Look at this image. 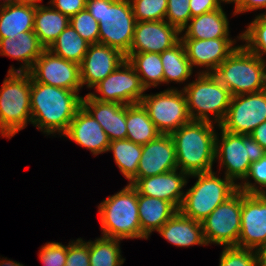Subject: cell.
I'll return each instance as SVG.
<instances>
[{"instance_id":"6da1fadb","label":"cell","mask_w":266,"mask_h":266,"mask_svg":"<svg viewBox=\"0 0 266 266\" xmlns=\"http://www.w3.org/2000/svg\"><path fill=\"white\" fill-rule=\"evenodd\" d=\"M31 124L50 135L64 134L82 106L78 92L39 83L31 78Z\"/></svg>"},{"instance_id":"7a4b0ae2","label":"cell","mask_w":266,"mask_h":266,"mask_svg":"<svg viewBox=\"0 0 266 266\" xmlns=\"http://www.w3.org/2000/svg\"><path fill=\"white\" fill-rule=\"evenodd\" d=\"M213 122L191 120L170 134L175 145L177 166L188 175L212 171L216 132Z\"/></svg>"},{"instance_id":"3957f363","label":"cell","mask_w":266,"mask_h":266,"mask_svg":"<svg viewBox=\"0 0 266 266\" xmlns=\"http://www.w3.org/2000/svg\"><path fill=\"white\" fill-rule=\"evenodd\" d=\"M86 9L99 23V43L127 56L136 25L130 0H87Z\"/></svg>"},{"instance_id":"277c9868","label":"cell","mask_w":266,"mask_h":266,"mask_svg":"<svg viewBox=\"0 0 266 266\" xmlns=\"http://www.w3.org/2000/svg\"><path fill=\"white\" fill-rule=\"evenodd\" d=\"M265 60L244 45L237 48L212 73L231 96L255 93L266 89Z\"/></svg>"},{"instance_id":"5b68a950","label":"cell","mask_w":266,"mask_h":266,"mask_svg":"<svg viewBox=\"0 0 266 266\" xmlns=\"http://www.w3.org/2000/svg\"><path fill=\"white\" fill-rule=\"evenodd\" d=\"M98 209L104 237L120 240L148 239L141 231L138 193L131 184L105 199Z\"/></svg>"},{"instance_id":"8992f818","label":"cell","mask_w":266,"mask_h":266,"mask_svg":"<svg viewBox=\"0 0 266 266\" xmlns=\"http://www.w3.org/2000/svg\"><path fill=\"white\" fill-rule=\"evenodd\" d=\"M31 75L8 72L0 89V133L11 138L31 122Z\"/></svg>"},{"instance_id":"52a82bcc","label":"cell","mask_w":266,"mask_h":266,"mask_svg":"<svg viewBox=\"0 0 266 266\" xmlns=\"http://www.w3.org/2000/svg\"><path fill=\"white\" fill-rule=\"evenodd\" d=\"M183 92L192 120L212 122L210 113L218 126L224 121L232 96L212 73H199L195 81L184 86Z\"/></svg>"},{"instance_id":"ba28073f","label":"cell","mask_w":266,"mask_h":266,"mask_svg":"<svg viewBox=\"0 0 266 266\" xmlns=\"http://www.w3.org/2000/svg\"><path fill=\"white\" fill-rule=\"evenodd\" d=\"M189 176L197 177L198 180L184 194L179 211L198 222H202L217 206L238 190L237 183L226 176L222 180L213 171Z\"/></svg>"},{"instance_id":"9c48e42d","label":"cell","mask_w":266,"mask_h":266,"mask_svg":"<svg viewBox=\"0 0 266 266\" xmlns=\"http://www.w3.org/2000/svg\"><path fill=\"white\" fill-rule=\"evenodd\" d=\"M221 129V141L215 138V158L220 160V168H226L225 176L233 182L244 180L252 162L261 159L266 151L250 135L231 133ZM223 165V166H222ZM237 178V179H236Z\"/></svg>"},{"instance_id":"30bf717a","label":"cell","mask_w":266,"mask_h":266,"mask_svg":"<svg viewBox=\"0 0 266 266\" xmlns=\"http://www.w3.org/2000/svg\"><path fill=\"white\" fill-rule=\"evenodd\" d=\"M242 191L237 190L217 206L203 221V234L207 245L237 247L241 230Z\"/></svg>"},{"instance_id":"8fae6325","label":"cell","mask_w":266,"mask_h":266,"mask_svg":"<svg viewBox=\"0 0 266 266\" xmlns=\"http://www.w3.org/2000/svg\"><path fill=\"white\" fill-rule=\"evenodd\" d=\"M141 104L161 134H171L192 120L183 90L168 89L144 95Z\"/></svg>"},{"instance_id":"7c38bea8","label":"cell","mask_w":266,"mask_h":266,"mask_svg":"<svg viewBox=\"0 0 266 266\" xmlns=\"http://www.w3.org/2000/svg\"><path fill=\"white\" fill-rule=\"evenodd\" d=\"M93 88L102 96L88 93L92 98L101 102H116L123 105L141 103L145 95L143 93L146 90L137 72L127 59Z\"/></svg>"},{"instance_id":"4fadbf2b","label":"cell","mask_w":266,"mask_h":266,"mask_svg":"<svg viewBox=\"0 0 266 266\" xmlns=\"http://www.w3.org/2000/svg\"><path fill=\"white\" fill-rule=\"evenodd\" d=\"M266 121V89L231 97L227 115L220 126L231 133L249 135Z\"/></svg>"},{"instance_id":"5bb4252c","label":"cell","mask_w":266,"mask_h":266,"mask_svg":"<svg viewBox=\"0 0 266 266\" xmlns=\"http://www.w3.org/2000/svg\"><path fill=\"white\" fill-rule=\"evenodd\" d=\"M39 83L79 92L82 87L80 65L56 56L48 49L36 59L28 72Z\"/></svg>"},{"instance_id":"9a60e30c","label":"cell","mask_w":266,"mask_h":266,"mask_svg":"<svg viewBox=\"0 0 266 266\" xmlns=\"http://www.w3.org/2000/svg\"><path fill=\"white\" fill-rule=\"evenodd\" d=\"M266 242V193L242 191L241 230L238 248L257 250Z\"/></svg>"},{"instance_id":"2e32d148","label":"cell","mask_w":266,"mask_h":266,"mask_svg":"<svg viewBox=\"0 0 266 266\" xmlns=\"http://www.w3.org/2000/svg\"><path fill=\"white\" fill-rule=\"evenodd\" d=\"M180 33L165 20L136 22L129 53H162L180 41Z\"/></svg>"},{"instance_id":"e0dca14e","label":"cell","mask_w":266,"mask_h":266,"mask_svg":"<svg viewBox=\"0 0 266 266\" xmlns=\"http://www.w3.org/2000/svg\"><path fill=\"white\" fill-rule=\"evenodd\" d=\"M125 60V55L110 46L101 43L89 45L80 64L82 87L87 84L88 88H93L114 72Z\"/></svg>"},{"instance_id":"ac0fdd59","label":"cell","mask_w":266,"mask_h":266,"mask_svg":"<svg viewBox=\"0 0 266 266\" xmlns=\"http://www.w3.org/2000/svg\"><path fill=\"white\" fill-rule=\"evenodd\" d=\"M178 169L175 145L170 134H160L142 145L137 175L133 179L146 178Z\"/></svg>"},{"instance_id":"d6986e66","label":"cell","mask_w":266,"mask_h":266,"mask_svg":"<svg viewBox=\"0 0 266 266\" xmlns=\"http://www.w3.org/2000/svg\"><path fill=\"white\" fill-rule=\"evenodd\" d=\"M177 170L146 178L132 179L129 184L137 190L138 194L166 200L179 210L185 194L181 190L187 184L186 178L189 175L181 170L178 174Z\"/></svg>"},{"instance_id":"ffe728a7","label":"cell","mask_w":266,"mask_h":266,"mask_svg":"<svg viewBox=\"0 0 266 266\" xmlns=\"http://www.w3.org/2000/svg\"><path fill=\"white\" fill-rule=\"evenodd\" d=\"M187 58L193 66H205L208 70L200 73H213L217 67L237 48L230 38L216 39H180ZM210 70V71H209Z\"/></svg>"},{"instance_id":"44dd1931","label":"cell","mask_w":266,"mask_h":266,"mask_svg":"<svg viewBox=\"0 0 266 266\" xmlns=\"http://www.w3.org/2000/svg\"><path fill=\"white\" fill-rule=\"evenodd\" d=\"M63 135L89 149L94 155L106 152L110 144L102 126L83 106L77 110Z\"/></svg>"},{"instance_id":"7402d4cb","label":"cell","mask_w":266,"mask_h":266,"mask_svg":"<svg viewBox=\"0 0 266 266\" xmlns=\"http://www.w3.org/2000/svg\"><path fill=\"white\" fill-rule=\"evenodd\" d=\"M82 106L102 126L110 141L127 138L126 105L101 102L87 94L82 97Z\"/></svg>"},{"instance_id":"603a6c76","label":"cell","mask_w":266,"mask_h":266,"mask_svg":"<svg viewBox=\"0 0 266 266\" xmlns=\"http://www.w3.org/2000/svg\"><path fill=\"white\" fill-rule=\"evenodd\" d=\"M44 50L34 31L20 32L18 35L0 39V55L24 62V66L16 69L17 71L11 67L8 72H29Z\"/></svg>"},{"instance_id":"cb8c5ba5","label":"cell","mask_w":266,"mask_h":266,"mask_svg":"<svg viewBox=\"0 0 266 266\" xmlns=\"http://www.w3.org/2000/svg\"><path fill=\"white\" fill-rule=\"evenodd\" d=\"M157 232L177 247L207 245L202 222L183 215L179 210Z\"/></svg>"},{"instance_id":"d4e9b609","label":"cell","mask_w":266,"mask_h":266,"mask_svg":"<svg viewBox=\"0 0 266 266\" xmlns=\"http://www.w3.org/2000/svg\"><path fill=\"white\" fill-rule=\"evenodd\" d=\"M190 22L183 28L182 31L185 29L186 31L180 39L229 38V21L222 6L214 11L192 17Z\"/></svg>"},{"instance_id":"484cf974","label":"cell","mask_w":266,"mask_h":266,"mask_svg":"<svg viewBox=\"0 0 266 266\" xmlns=\"http://www.w3.org/2000/svg\"><path fill=\"white\" fill-rule=\"evenodd\" d=\"M35 0L0 7V39L34 31Z\"/></svg>"},{"instance_id":"4316f807","label":"cell","mask_w":266,"mask_h":266,"mask_svg":"<svg viewBox=\"0 0 266 266\" xmlns=\"http://www.w3.org/2000/svg\"><path fill=\"white\" fill-rule=\"evenodd\" d=\"M178 209L170 202L138 194V212L142 233L148 238L158 231Z\"/></svg>"},{"instance_id":"83f0119b","label":"cell","mask_w":266,"mask_h":266,"mask_svg":"<svg viewBox=\"0 0 266 266\" xmlns=\"http://www.w3.org/2000/svg\"><path fill=\"white\" fill-rule=\"evenodd\" d=\"M40 1L35 0L34 33L40 44L48 49L70 24V18L54 8L39 5Z\"/></svg>"},{"instance_id":"f1b7e54d","label":"cell","mask_w":266,"mask_h":266,"mask_svg":"<svg viewBox=\"0 0 266 266\" xmlns=\"http://www.w3.org/2000/svg\"><path fill=\"white\" fill-rule=\"evenodd\" d=\"M126 126V139L139 145H145L161 134L141 103L126 105Z\"/></svg>"},{"instance_id":"f546056e","label":"cell","mask_w":266,"mask_h":266,"mask_svg":"<svg viewBox=\"0 0 266 266\" xmlns=\"http://www.w3.org/2000/svg\"><path fill=\"white\" fill-rule=\"evenodd\" d=\"M126 59L137 72L142 85L146 89L151 86L156 87L159 83H164L163 64L160 53H129Z\"/></svg>"},{"instance_id":"4dcf8cb0","label":"cell","mask_w":266,"mask_h":266,"mask_svg":"<svg viewBox=\"0 0 266 266\" xmlns=\"http://www.w3.org/2000/svg\"><path fill=\"white\" fill-rule=\"evenodd\" d=\"M89 45L69 24L48 50L56 56L80 65Z\"/></svg>"},{"instance_id":"1f68e13d","label":"cell","mask_w":266,"mask_h":266,"mask_svg":"<svg viewBox=\"0 0 266 266\" xmlns=\"http://www.w3.org/2000/svg\"><path fill=\"white\" fill-rule=\"evenodd\" d=\"M160 58L163 64L164 83L183 82L192 75L193 69L181 41L160 53Z\"/></svg>"},{"instance_id":"d6a6232c","label":"cell","mask_w":266,"mask_h":266,"mask_svg":"<svg viewBox=\"0 0 266 266\" xmlns=\"http://www.w3.org/2000/svg\"><path fill=\"white\" fill-rule=\"evenodd\" d=\"M113 151L114 160L122 174L131 181L137 175L142 154V145L128 139L110 141L108 151Z\"/></svg>"},{"instance_id":"836d02e7","label":"cell","mask_w":266,"mask_h":266,"mask_svg":"<svg viewBox=\"0 0 266 266\" xmlns=\"http://www.w3.org/2000/svg\"><path fill=\"white\" fill-rule=\"evenodd\" d=\"M119 242L120 239L104 236L89 241L90 266H121L125 259L121 257Z\"/></svg>"},{"instance_id":"e575fe53","label":"cell","mask_w":266,"mask_h":266,"mask_svg":"<svg viewBox=\"0 0 266 266\" xmlns=\"http://www.w3.org/2000/svg\"><path fill=\"white\" fill-rule=\"evenodd\" d=\"M239 39L246 41L244 46L263 59L266 54V13L256 16Z\"/></svg>"},{"instance_id":"d590c367","label":"cell","mask_w":266,"mask_h":266,"mask_svg":"<svg viewBox=\"0 0 266 266\" xmlns=\"http://www.w3.org/2000/svg\"><path fill=\"white\" fill-rule=\"evenodd\" d=\"M136 22L165 20L167 0H130Z\"/></svg>"},{"instance_id":"8d00e7d4","label":"cell","mask_w":266,"mask_h":266,"mask_svg":"<svg viewBox=\"0 0 266 266\" xmlns=\"http://www.w3.org/2000/svg\"><path fill=\"white\" fill-rule=\"evenodd\" d=\"M70 25L90 45L99 43V23L87 9L72 16Z\"/></svg>"},{"instance_id":"74e56055","label":"cell","mask_w":266,"mask_h":266,"mask_svg":"<svg viewBox=\"0 0 266 266\" xmlns=\"http://www.w3.org/2000/svg\"><path fill=\"white\" fill-rule=\"evenodd\" d=\"M219 266H258L255 250L224 247Z\"/></svg>"},{"instance_id":"f35d334b","label":"cell","mask_w":266,"mask_h":266,"mask_svg":"<svg viewBox=\"0 0 266 266\" xmlns=\"http://www.w3.org/2000/svg\"><path fill=\"white\" fill-rule=\"evenodd\" d=\"M250 177L255 181V184L257 183L260 185V189H258L259 187L255 184L253 185L252 183L248 182L247 178ZM243 181L246 182H242L243 185L239 183L238 190L243 191L246 194L266 193V191L263 190V187H266V153L258 161L252 162L249 172Z\"/></svg>"},{"instance_id":"ab89813d","label":"cell","mask_w":266,"mask_h":266,"mask_svg":"<svg viewBox=\"0 0 266 266\" xmlns=\"http://www.w3.org/2000/svg\"><path fill=\"white\" fill-rule=\"evenodd\" d=\"M189 4L190 0H167L165 21L182 32L192 18Z\"/></svg>"},{"instance_id":"60d3db41","label":"cell","mask_w":266,"mask_h":266,"mask_svg":"<svg viewBox=\"0 0 266 266\" xmlns=\"http://www.w3.org/2000/svg\"><path fill=\"white\" fill-rule=\"evenodd\" d=\"M67 246L58 242H49L42 246L39 258L44 266H65Z\"/></svg>"},{"instance_id":"b9f144b4","label":"cell","mask_w":266,"mask_h":266,"mask_svg":"<svg viewBox=\"0 0 266 266\" xmlns=\"http://www.w3.org/2000/svg\"><path fill=\"white\" fill-rule=\"evenodd\" d=\"M65 266H90L89 241L85 242L78 238L75 242L69 243Z\"/></svg>"},{"instance_id":"7bdbcfd3","label":"cell","mask_w":266,"mask_h":266,"mask_svg":"<svg viewBox=\"0 0 266 266\" xmlns=\"http://www.w3.org/2000/svg\"><path fill=\"white\" fill-rule=\"evenodd\" d=\"M87 0H51L53 8L71 18L79 11L86 9Z\"/></svg>"},{"instance_id":"ee69618b","label":"cell","mask_w":266,"mask_h":266,"mask_svg":"<svg viewBox=\"0 0 266 266\" xmlns=\"http://www.w3.org/2000/svg\"><path fill=\"white\" fill-rule=\"evenodd\" d=\"M191 17L199 16L219 9L221 3L219 0H190Z\"/></svg>"},{"instance_id":"f6af8a7d","label":"cell","mask_w":266,"mask_h":266,"mask_svg":"<svg viewBox=\"0 0 266 266\" xmlns=\"http://www.w3.org/2000/svg\"><path fill=\"white\" fill-rule=\"evenodd\" d=\"M235 11L233 12L235 15L248 12L250 10H257L266 8V0H240V2L234 7Z\"/></svg>"},{"instance_id":"bcb514c9","label":"cell","mask_w":266,"mask_h":266,"mask_svg":"<svg viewBox=\"0 0 266 266\" xmlns=\"http://www.w3.org/2000/svg\"><path fill=\"white\" fill-rule=\"evenodd\" d=\"M249 135L266 151V121L257 126Z\"/></svg>"},{"instance_id":"7dc6e473","label":"cell","mask_w":266,"mask_h":266,"mask_svg":"<svg viewBox=\"0 0 266 266\" xmlns=\"http://www.w3.org/2000/svg\"><path fill=\"white\" fill-rule=\"evenodd\" d=\"M255 251L257 255V265L266 266V242Z\"/></svg>"},{"instance_id":"c3c4849f","label":"cell","mask_w":266,"mask_h":266,"mask_svg":"<svg viewBox=\"0 0 266 266\" xmlns=\"http://www.w3.org/2000/svg\"><path fill=\"white\" fill-rule=\"evenodd\" d=\"M0 266H23V264L17 263L15 261L7 260V259L3 261L2 259V261H0Z\"/></svg>"},{"instance_id":"681fc988","label":"cell","mask_w":266,"mask_h":266,"mask_svg":"<svg viewBox=\"0 0 266 266\" xmlns=\"http://www.w3.org/2000/svg\"><path fill=\"white\" fill-rule=\"evenodd\" d=\"M26 0H3V3L0 5L1 7H4V6H9V5H12V4H18V3H22Z\"/></svg>"},{"instance_id":"f907efd6","label":"cell","mask_w":266,"mask_h":266,"mask_svg":"<svg viewBox=\"0 0 266 266\" xmlns=\"http://www.w3.org/2000/svg\"><path fill=\"white\" fill-rule=\"evenodd\" d=\"M220 1V3H221V1L223 2H226V3H232V2H234L235 3V6L240 2V0H219Z\"/></svg>"}]
</instances>
